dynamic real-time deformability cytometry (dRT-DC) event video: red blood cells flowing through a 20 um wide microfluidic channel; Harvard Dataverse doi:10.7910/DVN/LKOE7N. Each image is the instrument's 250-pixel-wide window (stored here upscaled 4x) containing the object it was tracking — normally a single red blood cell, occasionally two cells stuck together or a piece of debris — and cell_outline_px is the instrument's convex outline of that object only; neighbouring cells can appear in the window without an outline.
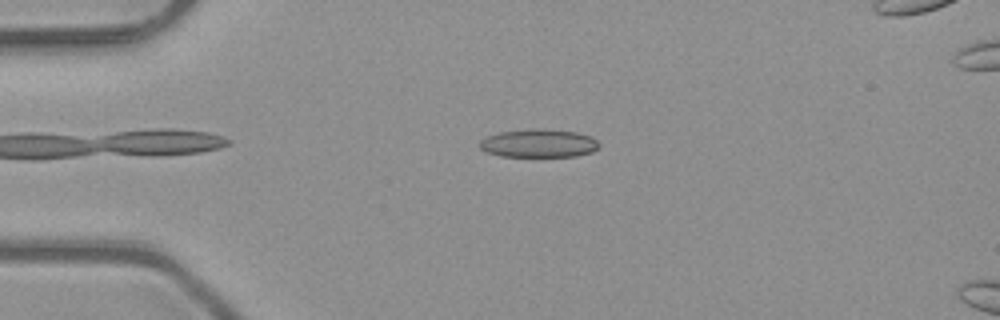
{"species": "common noctule bat (a hibernating species)", "species_latin": "Nyctalus noctula", "temperature_condition": "room temperature", "stored_images_in_passage": 8, "camera_frame_rate_fps": 3000, "um_per_image_px": 0.085, "animal": {"sex": "male", "body_mass_g": 23.1, "forearm_length_mm": 52.7}, "frame": {"image": 1, "passage_image": 4, "time_ms": 1.0, "image_size_px": [1000, 320], "cell_outline_px": [[600, 148], [592, 152], [576, 156], [500, 156], [488, 152], [480, 148], [480, 140], [488, 136], [500, 132], [532, 128], [544, 128], [576, 132], [592, 136], [600, 144]], "centroid_in_image_um": [45.84, 12.17], "position_along_channel_um": 39.2, "area_um2": 19.77}}